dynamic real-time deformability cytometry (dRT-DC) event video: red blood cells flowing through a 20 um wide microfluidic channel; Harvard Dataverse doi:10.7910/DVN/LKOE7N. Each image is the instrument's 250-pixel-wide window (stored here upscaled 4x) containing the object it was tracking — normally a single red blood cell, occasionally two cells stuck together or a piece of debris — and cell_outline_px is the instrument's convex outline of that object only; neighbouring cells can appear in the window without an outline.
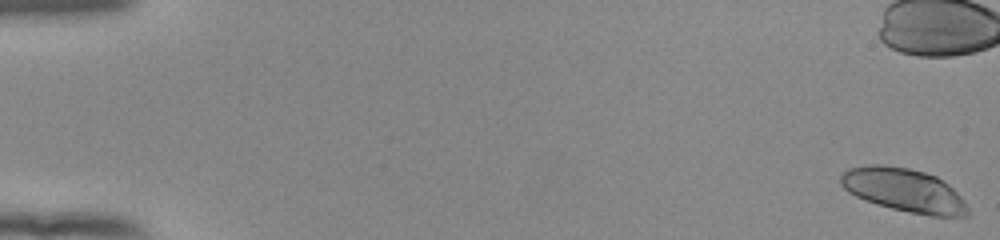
{"species": "human", "species_latin": "Homo sapiens", "temperature_condition": "room temperature", "stored_images_in_passage": 5, "camera_frame_rate_fps": 3000, "um_per_image_px": 0.085, "donor": {"sex": "female"}, "frame": {"image": 1, "passage_image": 1, "time_ms": 0.0, "image_size_px": [1000, 240], "cell_outline_px": [[968, 216], [932, 216], [892, 208], [876, 204], [856, 196], [848, 192], [840, 184], [840, 176], [848, 168], [868, 164], [884, 164], [908, 168], [924, 172], [936, 176], [948, 184], [964, 200], [968, 208]], "centroid_in_image_um": [76.82, 16.15], "position_along_channel_um": 8.2, "area_um2": 32.14}}